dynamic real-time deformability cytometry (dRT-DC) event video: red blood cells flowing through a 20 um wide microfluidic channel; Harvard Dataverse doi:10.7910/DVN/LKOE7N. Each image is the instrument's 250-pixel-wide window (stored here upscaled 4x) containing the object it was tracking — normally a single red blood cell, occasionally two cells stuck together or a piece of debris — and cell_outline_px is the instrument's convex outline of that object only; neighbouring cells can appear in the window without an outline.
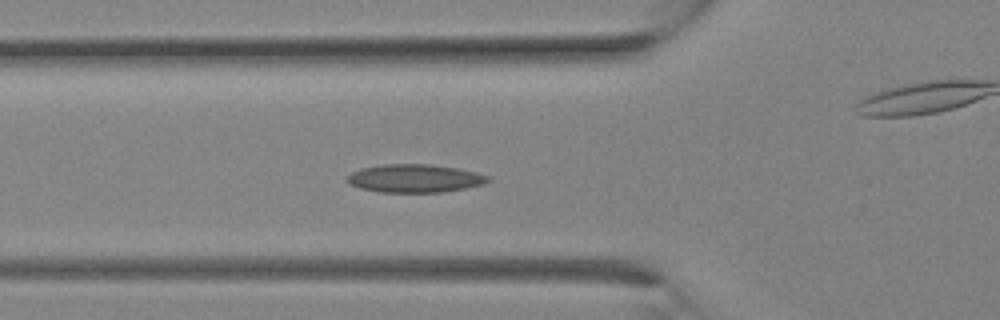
{"species": "Egyptian fruit bat (a non-hibernating species)", "species_latin": "Rousettus aegyptiacus", "temperature_condition": "room temperature", "stored_images_in_passage": 12, "camera_frame_rate_fps": 3000, "um_per_image_px": 0.085, "animal": {"sex": "female"}, "frame": {"image": 1, "passage_image": 9, "time_ms": 2.667, "image_size_px": [1000, 320], "cell_outline_px": [[492, 180], [484, 184], [444, 192], [380, 192], [360, 188], [348, 184], [344, 180], [352, 172], [360, 168], [384, 164], [428, 164], [456, 168], [476, 172], [492, 176]], "centroid_in_image_um": [35.25, 15.16], "position_along_channel_um": 90.5, "area_um2": 23.29}}